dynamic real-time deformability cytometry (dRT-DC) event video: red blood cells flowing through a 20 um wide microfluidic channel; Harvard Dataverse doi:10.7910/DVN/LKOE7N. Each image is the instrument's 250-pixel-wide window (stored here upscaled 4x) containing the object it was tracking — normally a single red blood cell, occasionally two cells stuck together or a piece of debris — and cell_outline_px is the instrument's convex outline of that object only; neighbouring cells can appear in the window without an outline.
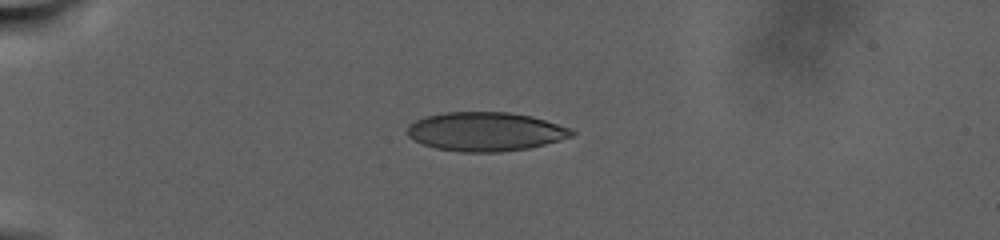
{"species": "human", "species_latin": "Homo sapiens", "temperature_condition": "warm", "stored_images_in_passage": 50, "camera_frame_rate_fps": 3000, "um_per_image_px": 0.085, "donor": {"sex": "male"}, "frame": {"image": 1, "passage_image": 1, "time_ms": 0.0, "image_size_px": [1000, 240], "cell_outline_px": [[576, 132], [572, 136], [560, 140], [528, 148], [500, 152], [460, 152], [436, 148], [424, 144], [408, 136], [408, 124], [424, 116], [448, 112], [508, 112], [532, 116], [568, 128]], "centroid_in_image_um": [41.24, 11.18], "position_along_channel_um": 43.8, "area_um2": 37.05}}
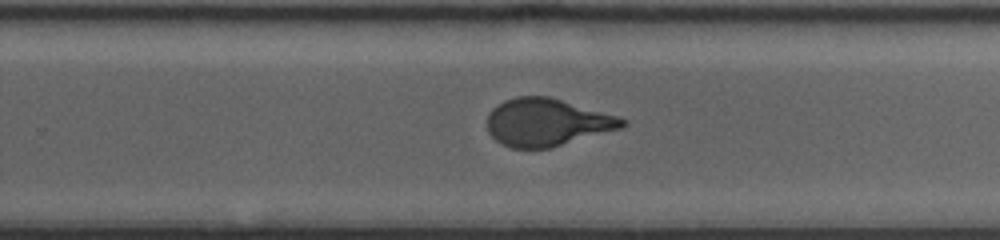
{"frame": {"image": 2, "passage_image": 21, "time_ms": 13.0, "image_size_px": [1000, 240], "cell_outline_px": [[628, 124], [620, 128], [552, 148], [512, 148], [496, 140], [488, 132], [488, 116], [492, 108], [504, 100], [516, 96], [548, 96], [616, 116], [628, 120]], "centroid_in_image_um": [46.47, 10.4], "position_along_channel_um": 283.3, "area_um2": 37.11}}
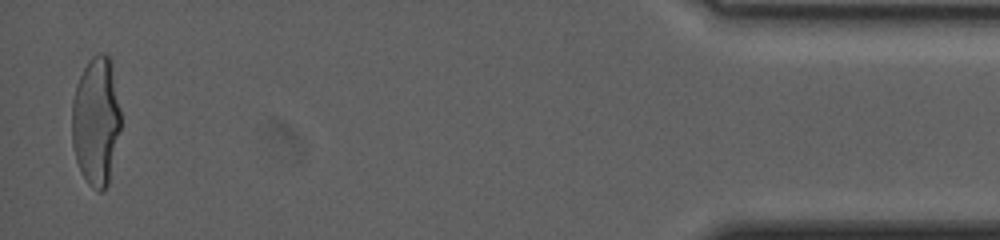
{"frame": {"image": 3, "passage_image": 50, "time_ms": 22.667, "image_size_px": [1000, 240], "cell_outline_px": [[120, 128], [108, 184], [100, 192], [96, 192], [88, 184], [80, 172], [76, 160], [72, 144], [72, 100], [76, 84], [88, 60], [96, 52], [104, 52], [112, 60], [120, 108]], "centroid_in_image_um": [8.16, 10.26], "position_along_channel_um": 427.0, "area_um2": 37.05}}